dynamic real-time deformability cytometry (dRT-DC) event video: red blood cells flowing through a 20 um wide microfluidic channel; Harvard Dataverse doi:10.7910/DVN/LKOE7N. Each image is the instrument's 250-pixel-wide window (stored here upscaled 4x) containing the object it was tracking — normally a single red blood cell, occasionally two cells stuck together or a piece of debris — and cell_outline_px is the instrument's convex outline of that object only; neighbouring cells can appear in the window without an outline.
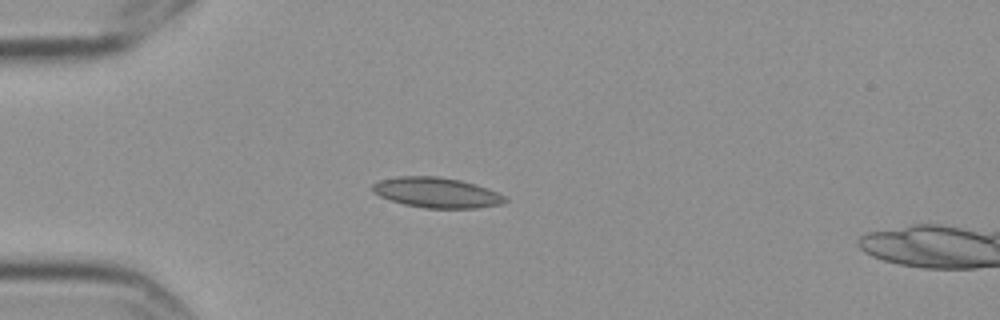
{"species": "Egyptian fruit bat (a non-hibernating species)", "species_latin": "Rousettus aegyptiacus", "temperature_condition": "cold", "stored_images_in_passage": 13, "segment_of_instrument_passage": [1, 2], "camera_frame_rate_fps": 3000, "um_per_image_px": 0.085, "frame": {"image": 1, "passage_image": 1, "time_ms": 0.0, "image_size_px": [1000, 320], "cell_outline_px": [[508, 200], [500, 204], [476, 208], [424, 208], [404, 204], [380, 196], [372, 192], [372, 184], [380, 180], [396, 176], [440, 176], [460, 180], [476, 184], [488, 188], [504, 196]], "centroid_in_image_um": [37.1, 16.36], "position_along_channel_um": 47.9, "area_um2": 23.35}}
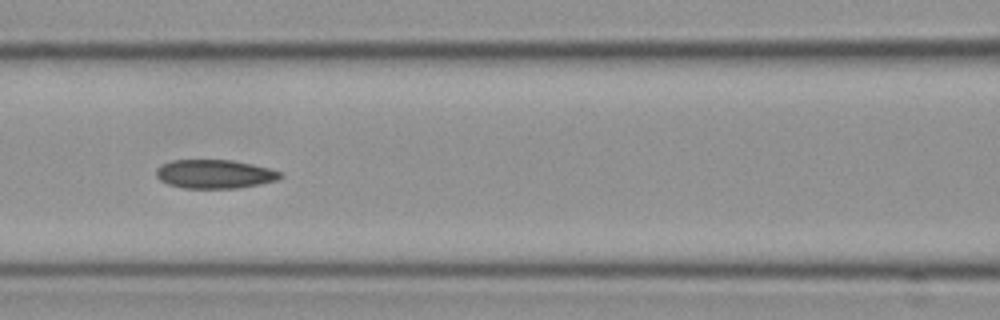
{"frame": {"image": 2, "passage_image": 4, "time_ms": 1.0, "image_size_px": [1000, 320], "cell_outline_px": [[284, 176], [276, 180], [260, 184], [236, 188], [184, 188], [168, 184], [160, 180], [156, 176], [156, 168], [160, 164], [172, 160], [232, 160], [252, 164], [284, 172]], "centroid_in_image_um": [18.24, 14.79], "position_along_channel_um": 148.4, "area_um2": 20.92}}
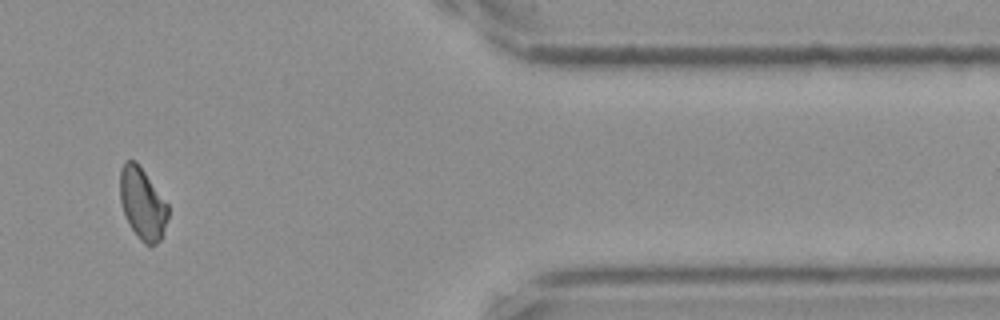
{"frame": {"image": 3, "passage_image": 10, "time_ms": 3.0, "image_size_px": [1000, 320], "cell_outline_px": [[168, 216], [160, 240], [156, 244], [144, 244], [140, 240], [132, 228], [124, 212], [120, 200], [120, 168], [124, 160], [136, 160], [168, 204]], "centroid_in_image_um": [12.1, 17.26], "position_along_channel_um": 399.3, "area_um2": 19.83}}